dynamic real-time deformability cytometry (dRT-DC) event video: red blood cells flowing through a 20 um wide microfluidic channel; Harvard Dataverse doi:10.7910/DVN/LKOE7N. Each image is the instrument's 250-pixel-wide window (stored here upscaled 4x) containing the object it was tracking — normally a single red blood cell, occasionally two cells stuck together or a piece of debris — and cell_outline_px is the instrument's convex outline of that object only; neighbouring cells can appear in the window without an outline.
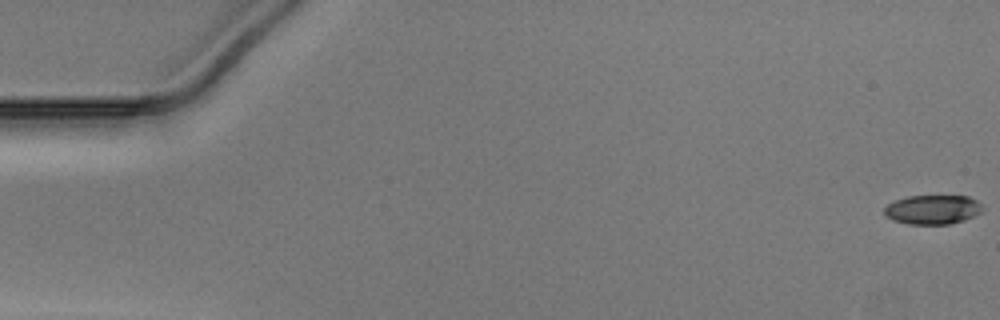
{"species": "Egyptian fruit bat (a non-hibernating species)", "species_latin": "Rousettus aegyptiacus", "temperature_condition": "warm", "stored_images_in_passage": 41, "camera_frame_rate_fps": 3000, "um_per_image_px": 0.085, "animal": {"sex": "male"}, "frame": {"image": 1, "passage_image": 1, "time_ms": 0.0, "image_size_px": [1000, 320], "cell_outline_px": [[980, 212], [976, 216], [964, 220], [948, 224], [908, 224], [892, 220], [884, 216], [884, 208], [888, 204], [896, 200], [908, 196], [968, 196], [976, 200], [980, 204]], "centroid_in_image_um": [79.24, 17.82], "position_along_channel_um": 5.8, "area_um2": 16.7}}